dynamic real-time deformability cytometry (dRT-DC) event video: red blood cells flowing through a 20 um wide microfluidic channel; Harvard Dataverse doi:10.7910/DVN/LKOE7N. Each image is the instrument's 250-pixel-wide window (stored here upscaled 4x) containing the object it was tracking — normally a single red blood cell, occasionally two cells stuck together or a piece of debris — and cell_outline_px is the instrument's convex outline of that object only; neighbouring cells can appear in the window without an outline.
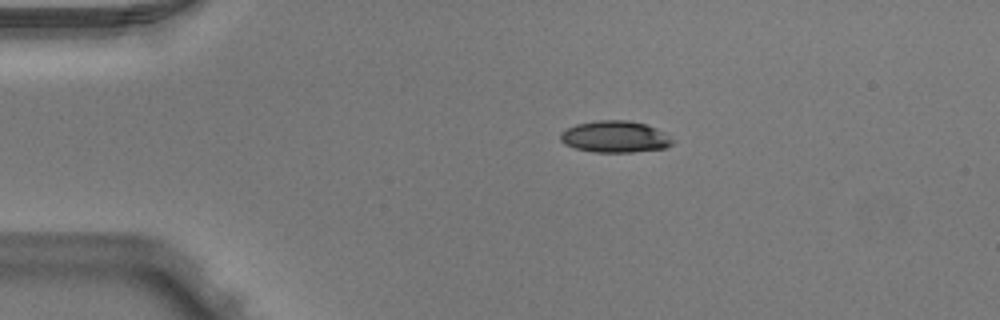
{"species": "Egyptian fruit bat (a non-hibernating species)", "species_latin": "Rousettus aegyptiacus", "temperature_condition": "warm", "stored_images_in_passage": 41, "camera_frame_rate_fps": 3000, "um_per_image_px": 0.085, "animal": {"sex": "male"}, "frame": {"image": 1, "passage_image": 1, "time_ms": 0.0, "image_size_px": [1000, 320], "cell_outline_px": [[672, 144], [664, 148], [632, 152], [592, 152], [576, 148], [564, 144], [560, 140], [560, 132], [576, 124], [600, 120], [628, 120], [644, 124], [656, 128], [672, 140]], "centroid_in_image_um": [52.22, 11.62], "position_along_channel_um": 32.8, "area_um2": 20.4}}
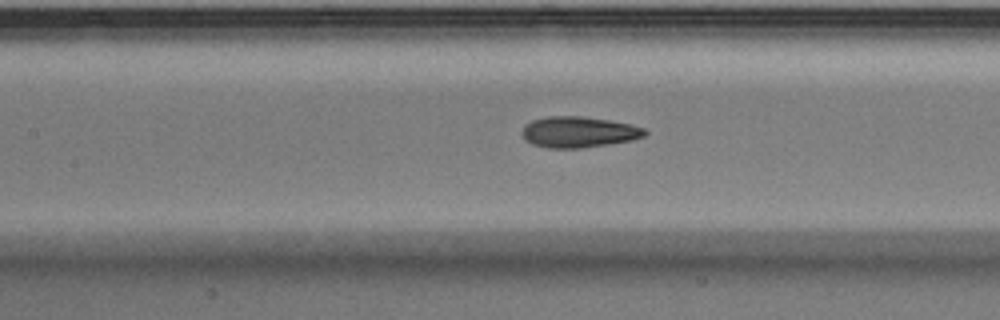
{"frame": {"image": 2, "passage_image": 14, "time_ms": 4.333, "image_size_px": [1000, 320], "cell_outline_px": [[648, 132], [644, 136], [632, 140], [608, 144], [580, 148], [548, 148], [532, 144], [524, 140], [520, 132], [524, 124], [532, 120], [548, 116], [580, 116], [608, 120], [628, 124], [644, 128]], "centroid_in_image_um": [49.12, 11.22], "position_along_channel_um": 158.3, "area_um2": 22.2}}
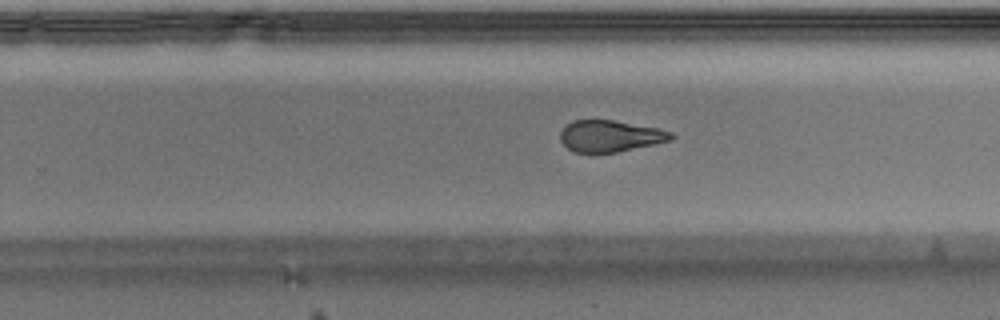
{"frame": {"image": 3, "passage_image": 23, "time_ms": 7.333, "image_size_px": [1000, 320], "cell_outline_px": [[676, 136], [672, 140], [616, 152], [572, 152], [560, 140], [560, 132], [564, 124], [572, 120], [612, 120], [660, 128], [672, 132]], "centroid_in_image_um": [51.86, 11.55], "position_along_channel_um": 277.9, "area_um2": 20.46}, "authors_computed_cell_mechanics": {"area_um2": 22.253, "velocity_mm_per_s": 4.0005, "shape_relaxation_time_tau1_ms": 5.0347, "shape_relaxation_time_tau2_ms": 1.8608, "deformation_change_tau1": 0.1683, "deformation_change_tau2": 0.0954}}